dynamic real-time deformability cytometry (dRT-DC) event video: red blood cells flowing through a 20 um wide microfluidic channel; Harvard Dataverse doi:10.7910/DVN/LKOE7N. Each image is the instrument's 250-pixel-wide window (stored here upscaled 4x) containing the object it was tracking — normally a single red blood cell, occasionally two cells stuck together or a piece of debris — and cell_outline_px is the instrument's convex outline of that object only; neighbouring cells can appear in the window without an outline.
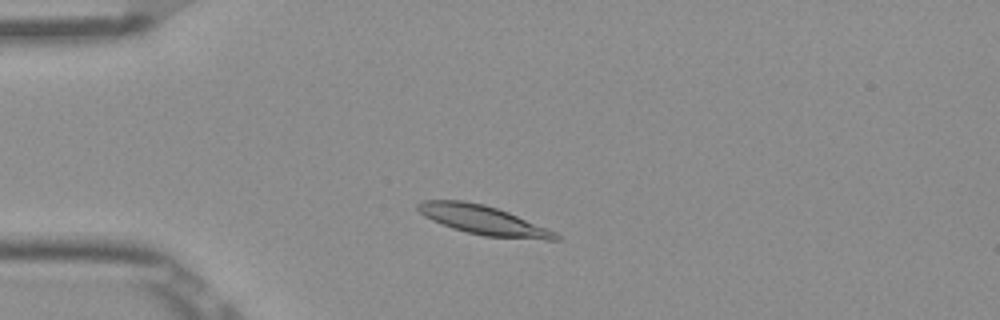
{"species": "Egyptian fruit bat (a non-hibernating species)", "species_latin": "Rousettus aegyptiacus", "temperature_condition": "room temperature", "stored_images_in_passage": 47, "camera_frame_rate_fps": 3000, "um_per_image_px": 0.085, "frame": {"image": 1, "passage_image": 8, "time_ms": 2.333, "image_size_px": [1000, 320], "cell_outline_px": [[560, 240], [544, 240], [484, 236], [452, 228], [432, 220], [424, 216], [416, 208], [416, 204], [424, 200], [464, 200], [484, 204], [508, 212], [548, 228], [556, 232], [560, 236]], "centroid_in_image_um": [41.09, 18.71], "position_along_channel_um": 43.9, "area_um2": 23.41}}
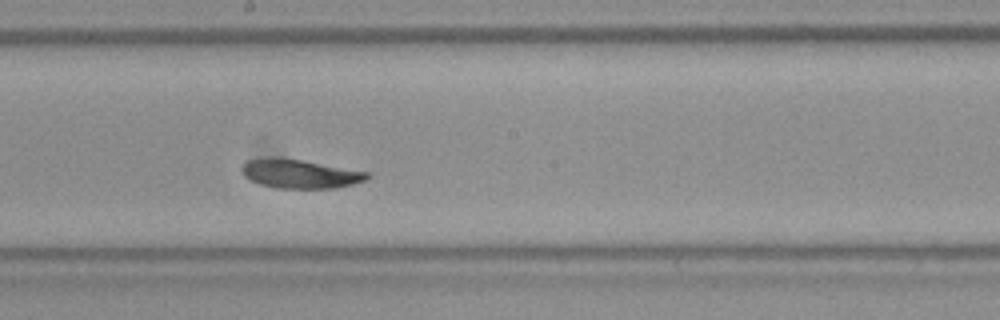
{"frame": {"image": 2, "passage_image": 24, "time_ms": 7.667, "image_size_px": [1000, 320], "cell_outline_px": [[372, 176], [364, 180], [352, 184], [336, 188], [276, 188], [260, 184], [244, 176], [240, 168], [248, 160], [264, 156], [276, 156], [304, 160], [368, 172]], "centroid_in_image_um": [25.46, 14.75], "position_along_channel_um": 222.7, "area_um2": 21.33}}
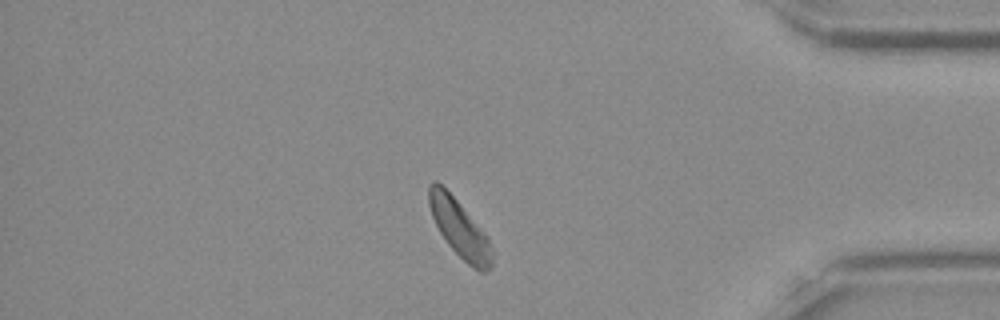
{"frame": {"image": 3, "passage_image": 40, "time_ms": 13.0, "image_size_px": [1000, 320], "cell_outline_px": [[492, 264], [484, 272], [480, 272], [472, 268], [448, 244], [440, 232], [432, 216], [428, 204], [428, 184], [432, 180], [436, 180], [456, 200], [488, 236], [492, 248]], "centroid_in_image_um": [39.05, 19.42], "position_along_channel_um": 396.1, "area_um2": 20.81}, "authors_computed_cell_mechanics": {"area_um2": 21.6172, "velocity_mm_per_s": 3.8133, "shape_relaxation_time_tau1_ms": 2.4, "shape_relaxation_time_tau2_ms": 6.491, "deformation_change_tau1": 0.0757, "deformation_change_tau2": 0.0925}}